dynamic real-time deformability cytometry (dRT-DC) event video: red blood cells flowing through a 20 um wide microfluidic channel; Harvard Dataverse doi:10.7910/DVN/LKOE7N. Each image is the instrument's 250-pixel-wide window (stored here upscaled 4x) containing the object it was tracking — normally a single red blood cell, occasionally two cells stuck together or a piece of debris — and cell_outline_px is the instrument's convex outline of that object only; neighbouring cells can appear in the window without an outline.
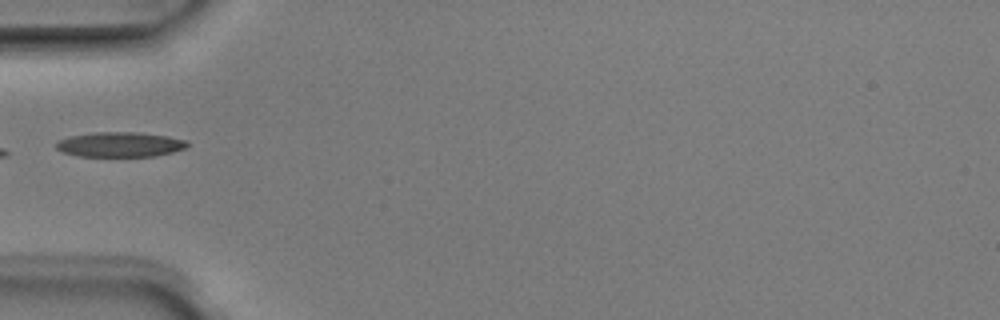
{"species": "Egyptian fruit bat (a non-hibernating species)", "species_latin": "Rousettus aegyptiacus", "temperature_condition": "room temperature", "stored_images_in_passage": 2, "camera_frame_rate_fps": 3000, "um_per_image_px": 0.085, "animal": {"sex": "male"}, "frame": {"image": 1, "passage_image": 1, "time_ms": 0.0, "image_size_px": [1000, 320], "cell_outline_px": [[188, 148], [156, 156], [76, 156], [64, 152], [56, 148], [56, 144], [60, 140], [72, 136], [92, 132], [140, 132], [168, 136], [188, 140]], "centroid_in_image_um": [10.26, 12.28], "position_along_channel_um": 74.7, "area_um2": 19.07}}
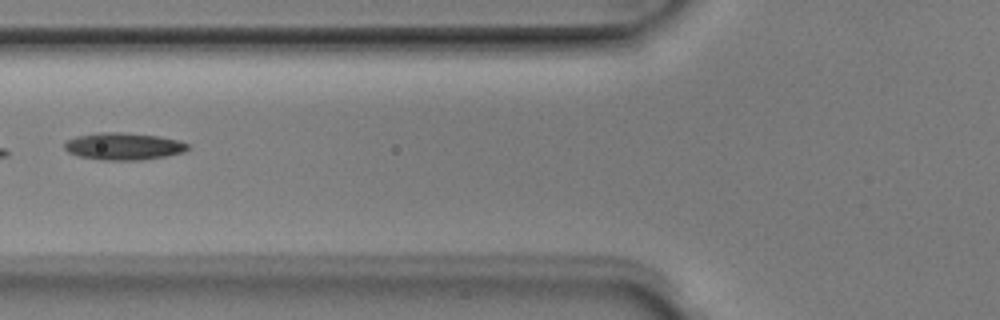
{"frame": {"image": 2, "passage_image": 2, "time_ms": 0.333, "image_size_px": [1000, 320], "cell_outline_px": [[188, 148], [184, 152], [164, 156], [140, 160], [100, 160], [80, 156], [68, 152], [64, 148], [64, 140], [76, 136], [96, 132], [120, 132], [160, 136], [176, 140], [188, 144]], "centroid_in_image_um": [10.44, 12.43], "position_along_channel_um": 115.4, "area_um2": 19.54}}